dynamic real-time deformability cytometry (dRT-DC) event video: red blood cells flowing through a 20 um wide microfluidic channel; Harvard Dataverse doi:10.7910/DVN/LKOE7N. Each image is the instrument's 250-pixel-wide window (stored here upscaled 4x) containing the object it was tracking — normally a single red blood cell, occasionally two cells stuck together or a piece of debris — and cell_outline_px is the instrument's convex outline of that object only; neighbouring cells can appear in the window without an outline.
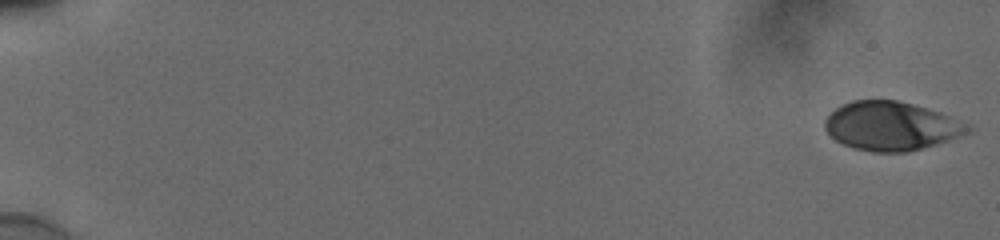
{"species": "human", "species_latin": "Homo sapiens", "temperature_condition": "cold", "stored_images_in_passage": 55, "camera_frame_rate_fps": 3000, "um_per_image_px": 0.085, "donor": {"sex": "male"}, "frame": {"image": 1, "passage_image": 1, "time_ms": 0.0, "image_size_px": [1000, 240], "cell_outline_px": [[972, 132], [936, 144], [908, 152], [872, 152], [856, 148], [844, 144], [836, 140], [824, 128], [824, 120], [836, 108], [852, 100], [896, 100], [912, 104], [940, 112], [972, 128]], "centroid_in_image_um": [75.73, 10.72], "position_along_channel_um": 9.3, "area_um2": 40.11}}
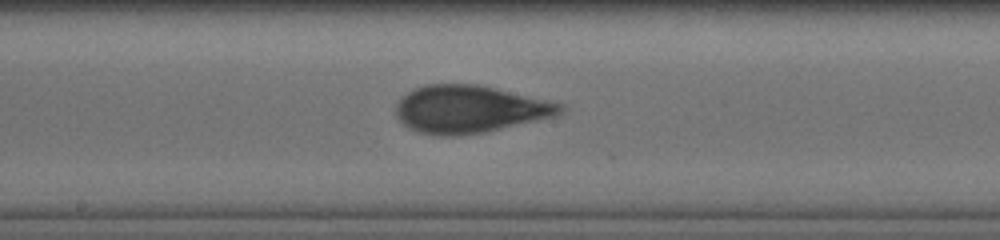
{"frame": {"image": 2, "passage_image": 32, "time_ms": 10.333, "image_size_px": [1000, 240], "cell_outline_px": [[564, 108], [556, 116], [488, 132], [456, 136], [436, 136], [416, 132], [408, 128], [400, 120], [396, 112], [396, 104], [408, 92], [416, 88], [428, 84], [476, 84], [564, 104]], "centroid_in_image_um": [39.9, 9.31], "position_along_channel_um": 208.3, "area_um2": 45.37}}
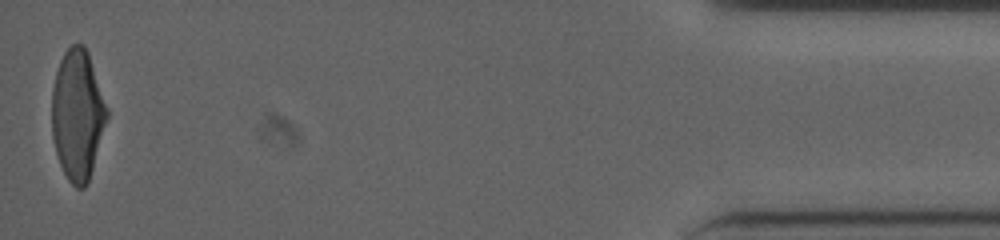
{"frame": {"image": 3, "passage_image": 55, "time_ms": 18.0, "image_size_px": [1000, 240], "cell_outline_px": [[108, 116], [88, 184], [84, 188], [76, 188], [68, 180], [60, 164], [56, 152], [52, 136], [52, 88], [56, 72], [60, 60], [64, 52], [72, 44], [84, 44], [88, 52], [108, 108]], "centroid_in_image_um": [6.59, 9.76], "position_along_channel_um": 428.6, "area_um2": 41.85}, "authors_computed_cell_mechanics": {"area_um2": 43.061, "velocity_mm_per_s": 3.8634, "shape_relaxation_time_tau1_ms": 5.0977, "shape_relaxation_time_tau2_ms": 0.7057, "deformation_change_tau1": 0.1773, "deformation_change_tau2": 0.065}}